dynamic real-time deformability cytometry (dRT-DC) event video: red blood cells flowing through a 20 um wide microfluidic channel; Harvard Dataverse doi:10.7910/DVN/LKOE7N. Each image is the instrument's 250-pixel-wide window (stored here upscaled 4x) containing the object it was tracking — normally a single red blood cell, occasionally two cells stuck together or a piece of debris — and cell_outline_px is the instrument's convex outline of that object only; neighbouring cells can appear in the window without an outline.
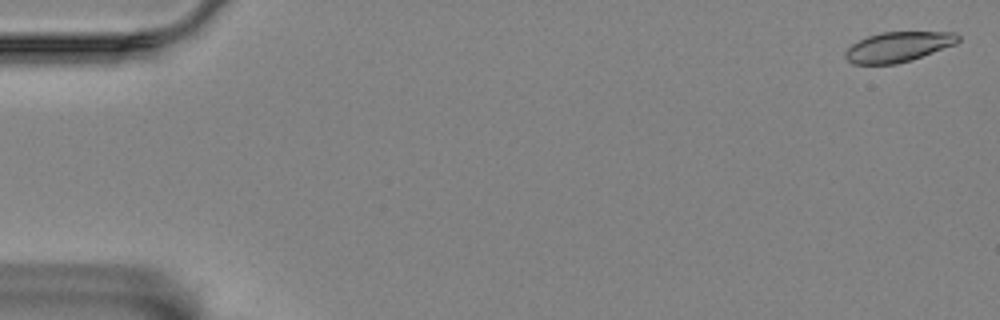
{"species": "Egyptian fruit bat (a non-hibernating species)", "species_latin": "Rousettus aegyptiacus", "temperature_condition": "room temperature", "stored_images_in_passage": 23, "camera_frame_rate_fps": 3000, "um_per_image_px": 0.085, "animal": {"sex": "female"}, "frame": {"image": 1, "passage_image": 2, "time_ms": 0.333, "image_size_px": [1000, 320], "cell_outline_px": [[960, 40], [956, 44], [912, 60], [896, 64], [852, 64], [844, 56], [844, 52], [852, 44], [868, 36], [880, 32], [956, 32], [960, 36]], "centroid_in_image_um": [76.36, 3.98], "position_along_channel_um": 8.6, "area_um2": 19.83}}
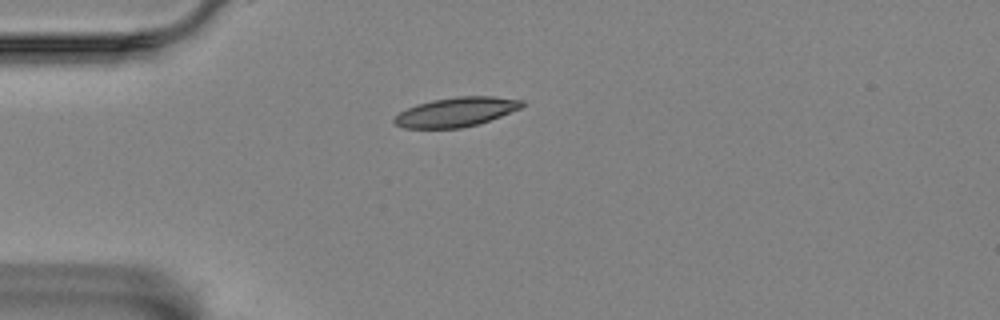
{"frame": {"image": 2, "passage_image": 16, "time_ms": 5.0, "image_size_px": [1000, 320], "cell_outline_px": [[524, 104], [520, 108], [500, 116], [476, 124], [460, 128], [404, 128], [396, 124], [392, 120], [400, 112], [416, 104], [432, 100], [456, 96], [492, 96], [524, 100]], "centroid_in_image_um": [38.75, 9.51], "position_along_channel_um": 46.2, "area_um2": 21.62}}
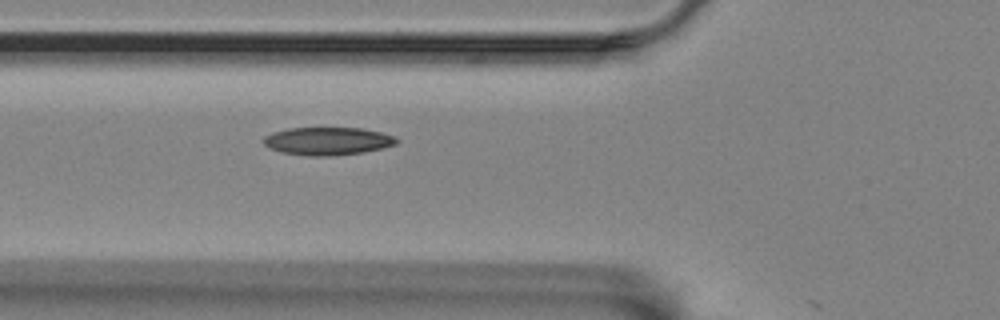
{"frame": {"image": 3, "passage_image": 22, "time_ms": 7.0, "image_size_px": [1000, 320], "cell_outline_px": [[400, 140], [396, 144], [384, 148], [364, 152], [328, 156], [308, 156], [280, 152], [268, 148], [260, 140], [264, 136], [272, 132], [288, 128], [364, 128], [396, 136]], "centroid_in_image_um": [27.83, 11.99], "position_along_channel_um": 98.0, "area_um2": 21.96}}